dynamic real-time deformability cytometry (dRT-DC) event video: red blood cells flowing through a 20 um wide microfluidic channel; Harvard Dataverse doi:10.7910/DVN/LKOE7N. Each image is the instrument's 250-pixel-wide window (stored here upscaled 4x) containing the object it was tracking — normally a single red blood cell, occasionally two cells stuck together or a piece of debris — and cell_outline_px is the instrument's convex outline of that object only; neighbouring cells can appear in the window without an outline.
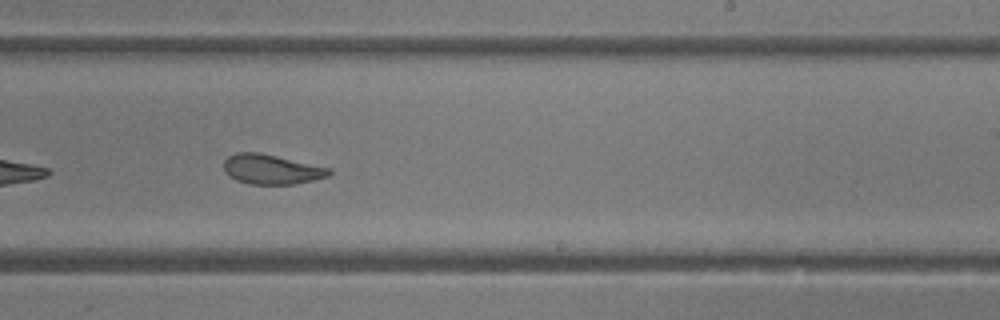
{"species": "common noctule bat (a hibernating species)", "species_latin": "Nyctalus noctula", "temperature_condition": "room temperature", "stored_images_in_passage": 35, "camera_frame_rate_fps": 3000, "um_per_image_px": 0.085, "animal": {"sex": "female"}, "frame": {"image": 1, "passage_image": 16, "time_ms": 5.0, "image_size_px": [1000, 320], "cell_outline_px": [[332, 172], [328, 176], [296, 184], [252, 184], [236, 180], [224, 168], [224, 160], [228, 156], [236, 152], [256, 152], [276, 156], [328, 168]], "centroid_in_image_um": [23.06, 14.39], "position_along_channel_um": 265.9, "area_um2": 17.8}}
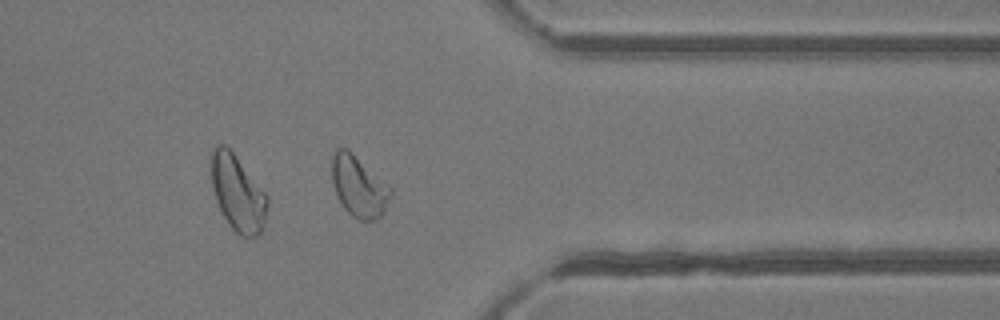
{"frame": {"image": 2, "passage_image": 25, "time_ms": 8.0, "image_size_px": [1000, 320], "cell_outline_px": [[392, 192], [384, 212], [376, 220], [360, 220], [352, 216], [344, 208], [336, 192], [332, 180], [332, 156], [336, 148], [348, 148], [392, 188]], "centroid_in_image_um": [30.5, 15.83], "position_along_channel_um": 380.9, "area_um2": 20.75}, "authors_computed_cell_mechanics": {"area_um2": 19.1318, "velocity_mm_per_s": 4.1423, "shape_relaxation_time_tau1_ms": 6.3042, "shape_relaxation_time_tau2_ms": 1.2421, "deformation_change_tau1": 0.1886, "deformation_change_tau2": 0.08}}